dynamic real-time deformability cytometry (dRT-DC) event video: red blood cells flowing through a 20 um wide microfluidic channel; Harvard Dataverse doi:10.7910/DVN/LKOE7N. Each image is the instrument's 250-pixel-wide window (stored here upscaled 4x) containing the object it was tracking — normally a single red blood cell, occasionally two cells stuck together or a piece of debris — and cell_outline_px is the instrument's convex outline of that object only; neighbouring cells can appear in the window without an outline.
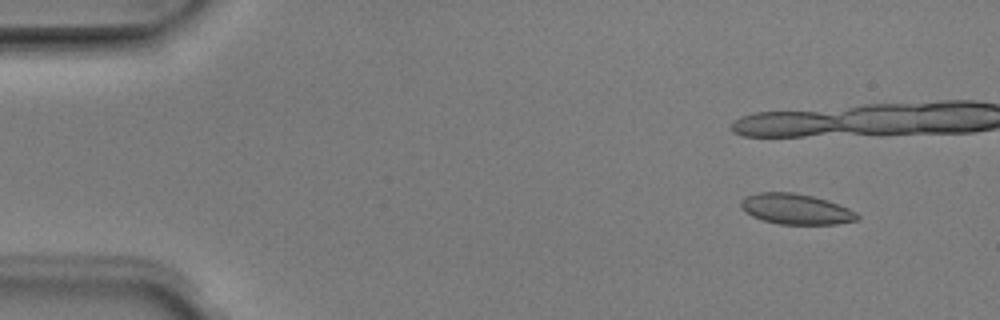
{"species": "Egyptian fruit bat (a non-hibernating species)", "species_latin": "Rousettus aegyptiacus", "temperature_condition": "room temperature", "stored_images_in_passage": 40, "camera_frame_rate_fps": 3000, "um_per_image_px": 0.085, "animal": {"sex": "male"}, "frame": {"image": 1, "passage_image": 5, "time_ms": 1.333, "image_size_px": [1000, 320], "cell_outline_px": [[860, 220], [836, 224], [780, 224], [764, 220], [752, 216], [744, 212], [740, 208], [740, 200], [756, 192], [792, 192], [812, 196], [828, 200], [848, 208], [856, 212], [860, 216]], "centroid_in_image_um": [67.65, 17.77], "position_along_channel_um": 17.3, "area_um2": 20.81}}